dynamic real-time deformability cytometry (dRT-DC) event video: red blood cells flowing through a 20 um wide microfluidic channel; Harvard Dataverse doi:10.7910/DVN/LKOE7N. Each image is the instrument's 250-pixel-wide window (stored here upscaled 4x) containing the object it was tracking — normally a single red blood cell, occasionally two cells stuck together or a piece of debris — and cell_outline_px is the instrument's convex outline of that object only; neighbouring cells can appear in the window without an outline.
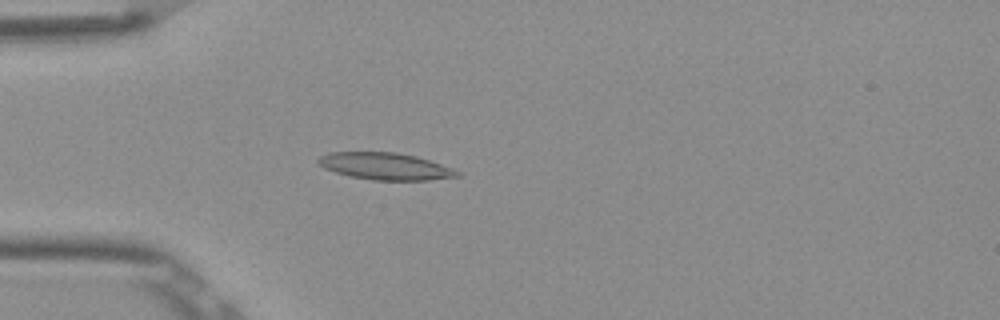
{"species": "Egyptian fruit bat (a non-hibernating species)", "species_latin": "Rousettus aegyptiacus", "temperature_condition": "room temperature", "stored_images_in_passage": 5, "camera_frame_rate_fps": 3000, "um_per_image_px": 0.085, "frame": {"image": 1, "passage_image": 5, "time_ms": 1.333, "image_size_px": [1000, 320], "cell_outline_px": [[460, 176], [428, 180], [372, 180], [348, 176], [324, 168], [316, 160], [320, 156], [328, 152], [396, 152], [416, 156], [452, 168], [460, 172]], "centroid_in_image_um": [32.72, 14.13], "position_along_channel_um": 52.3, "area_um2": 21.79}}